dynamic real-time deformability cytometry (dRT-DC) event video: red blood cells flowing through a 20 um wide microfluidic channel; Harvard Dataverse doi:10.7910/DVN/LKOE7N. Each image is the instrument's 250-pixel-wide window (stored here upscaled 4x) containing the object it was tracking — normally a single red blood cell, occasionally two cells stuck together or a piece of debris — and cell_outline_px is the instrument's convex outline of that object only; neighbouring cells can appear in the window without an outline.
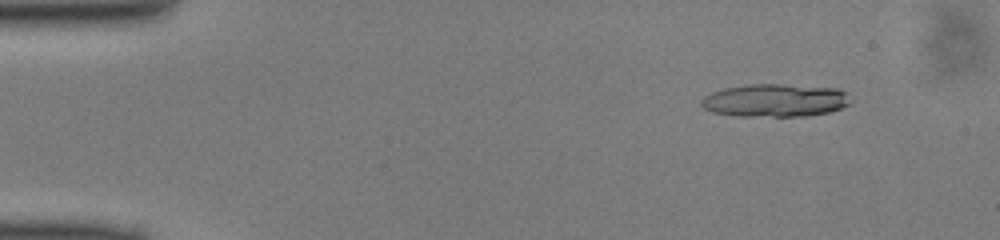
{"species": "common noctule bat (a hibernating species)", "species_latin": "Nyctalus noctula", "temperature_condition": "cold", "stored_images_in_passage": 49, "segment_of_instrument_passage": [1, 2], "camera_frame_rate_fps": 3000, "um_per_image_px": 0.085, "animal": {"sex": "male", "body_mass_g": 13.0, "forearm_length_mm": 53.1}, "frame": {"image": 1, "passage_image": 5, "time_ms": 1.333, "image_size_px": [1000, 240], "cell_outline_px": [[852, 100], [848, 104], [840, 108], [828, 112], [808, 116], [736, 116], [712, 112], [704, 108], [700, 104], [700, 100], [704, 96], [712, 92], [724, 88], [748, 84], [780, 84], [836, 88], [848, 92]], "centroid_in_image_um": [65.88, 8.53], "position_along_channel_um": 19.1, "area_um2": 28.84}}